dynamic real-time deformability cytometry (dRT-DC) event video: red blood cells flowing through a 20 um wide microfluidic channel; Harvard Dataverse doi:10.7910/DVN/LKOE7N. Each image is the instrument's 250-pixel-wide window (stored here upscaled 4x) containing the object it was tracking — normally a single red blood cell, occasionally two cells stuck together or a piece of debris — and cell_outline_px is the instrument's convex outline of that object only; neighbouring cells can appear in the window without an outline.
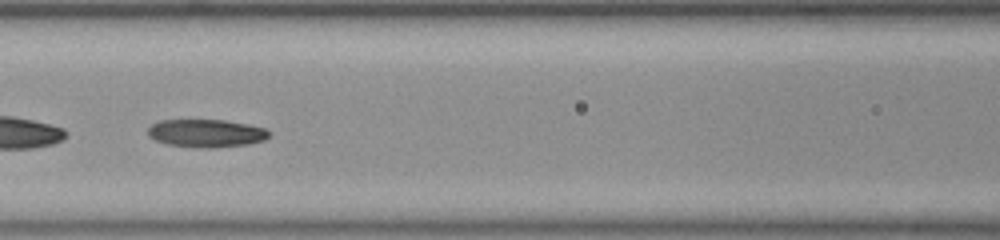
{"species": "common noctule bat (a hibernating species)", "species_latin": "Nyctalus noctula", "temperature_condition": "room temperature", "stored_images_in_passage": 44, "camera_frame_rate_fps": 3000, "um_per_image_px": 0.085, "animal": {"sex": "female", "body_mass_g": 23.0, "forearm_length_mm": 53.4}, "frame": {"image": 1, "passage_image": 13, "time_ms": 4.0, "image_size_px": [1000, 240], "cell_outline_px": [[268, 136], [264, 140], [248, 144], [216, 148], [196, 148], [168, 144], [156, 140], [148, 136], [148, 128], [152, 124], [160, 120], [224, 120], [248, 124], [264, 128], [268, 132]], "centroid_in_image_um": [17.5, 11.33], "position_along_channel_um": 149.1, "area_um2": 19.71}, "authors_computed_cell_mechanics": {"area_um2": 20.0566, "velocity_mm_per_s": 3.8575, "shape_relaxation_time_tau1_ms": 5.0303, "shape_relaxation_time_tau2_ms": 4.0537, "deformation_change_tau1": 0.182, "deformation_change_tau2": 0.1088}}